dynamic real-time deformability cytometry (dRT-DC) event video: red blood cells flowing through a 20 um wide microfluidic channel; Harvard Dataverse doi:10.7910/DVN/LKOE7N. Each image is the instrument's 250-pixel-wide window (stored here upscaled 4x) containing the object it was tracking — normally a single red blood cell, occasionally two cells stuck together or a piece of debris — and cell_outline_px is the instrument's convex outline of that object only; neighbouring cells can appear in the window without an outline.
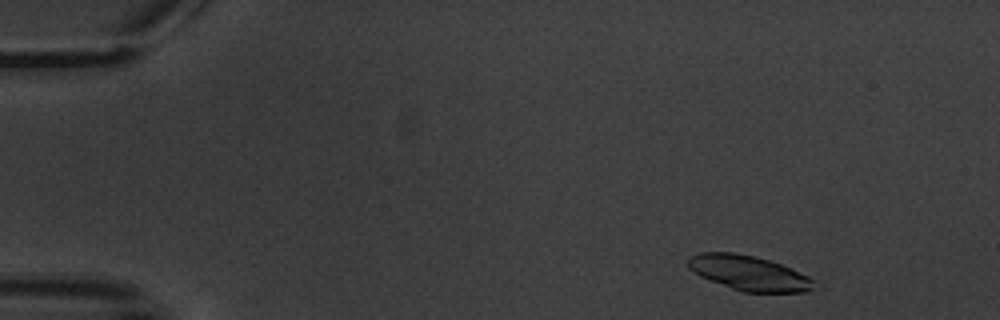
{"species": "common noctule bat (a hibernating species)", "species_latin": "Nyctalus noctula", "temperature_condition": "warm", "stored_images_in_passage": 4, "camera_frame_rate_fps": 3000, "um_per_image_px": 0.085, "animal": {"sex": "male", "body_mass_g": 20.1, "forearm_length_mm": 53.5}, "frame": {"image": 1, "passage_image": 1, "time_ms": 0.0, "image_size_px": [1000, 320], "cell_outline_px": [[812, 288], [804, 292], [744, 292], [732, 288], [700, 276], [688, 268], [688, 256], [700, 252], [732, 252], [752, 256], [768, 260], [792, 268], [808, 276], [812, 280]], "centroid_in_image_um": [63.6, 23.19], "position_along_channel_um": 21.4, "area_um2": 25.2}}
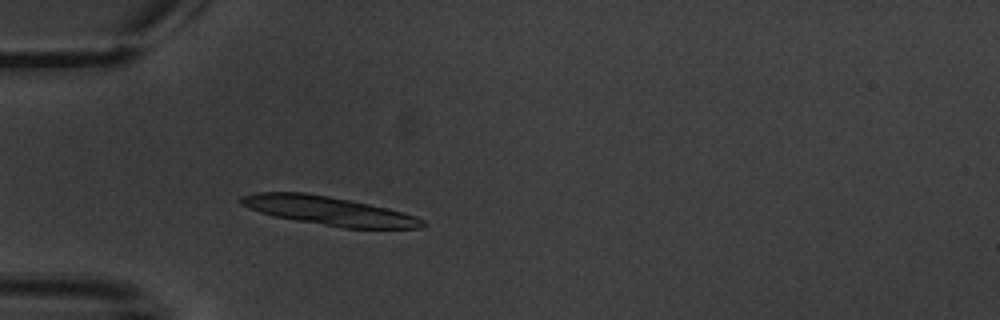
{"frame": {"image": 2, "passage_image": 4, "time_ms": 3.667, "image_size_px": [1000, 320], "cell_outline_px": [[428, 224], [420, 228], [344, 228], [272, 216], [260, 212], [240, 204], [236, 200], [240, 196], [256, 192], [304, 192], [328, 196], [388, 208], [404, 212], [416, 216], [424, 220]], "centroid_in_image_um": [27.93, 17.91], "position_along_channel_um": 57.1, "area_um2": 30.4}}